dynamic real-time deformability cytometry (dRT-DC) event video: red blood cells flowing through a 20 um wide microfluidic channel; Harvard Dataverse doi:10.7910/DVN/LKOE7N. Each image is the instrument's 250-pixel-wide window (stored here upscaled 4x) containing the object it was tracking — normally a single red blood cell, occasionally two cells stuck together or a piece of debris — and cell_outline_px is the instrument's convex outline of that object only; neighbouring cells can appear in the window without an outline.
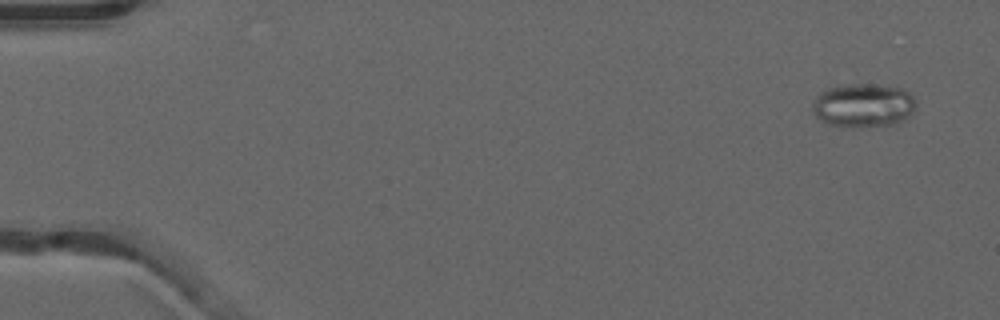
{"species": "common noctule bat (a hibernating species)", "species_latin": "Nyctalus noctula", "temperature_condition": "warm", "stored_images_in_passage": 34, "camera_frame_rate_fps": 3000, "um_per_image_px": 0.085, "animal": {"sex": "male", "forearm_length_mm": 52.5}, "frame": {"image": 1, "passage_image": 3, "time_ms": 0.667, "image_size_px": [1000, 320], "cell_outline_px": [[916, 108], [904, 120], [896, 124], [828, 124], [820, 120], [812, 112], [812, 104], [816, 96], [820, 92], [828, 88], [840, 84], [872, 84], [904, 88], [916, 100]], "centroid_in_image_um": [73.39, 8.89], "position_along_channel_um": 11.6, "area_um2": 25.89}}
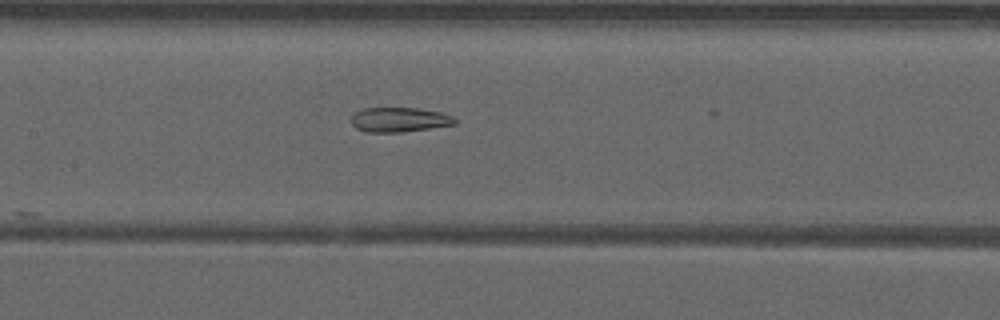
{"frame": {"image": 2, "passage_image": 26, "time_ms": 8.333, "image_size_px": [1000, 320], "cell_outline_px": [[456, 124], [400, 132], [368, 132], [356, 128], [352, 124], [352, 116], [356, 112], [364, 108], [416, 108], [440, 112], [452, 116], [456, 120]], "centroid_in_image_um": [33.93, 10.17], "position_along_channel_um": 173.5, "area_um2": 14.62}}
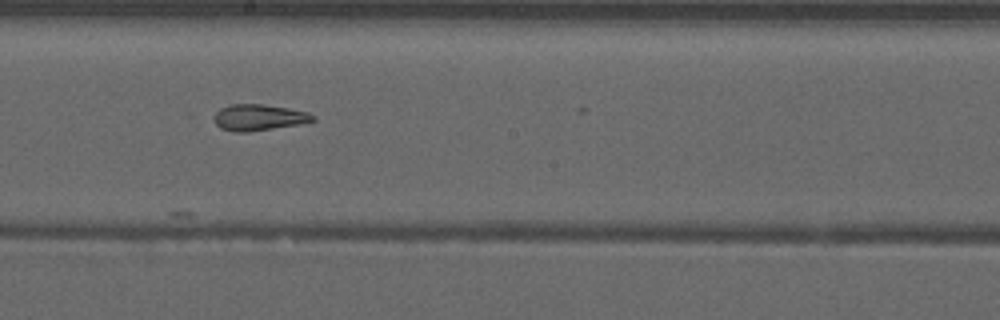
{"frame": {"image": 3, "passage_image": 30, "time_ms": 9.667, "image_size_px": [1000, 320], "cell_outline_px": [[316, 120], [300, 124], [248, 132], [232, 132], [220, 128], [216, 124], [216, 112], [220, 108], [232, 104], [264, 104], [288, 108], [308, 112], [316, 116]], "centroid_in_image_um": [22.03, 9.98], "position_along_channel_um": 226.2, "area_um2": 15.09}}